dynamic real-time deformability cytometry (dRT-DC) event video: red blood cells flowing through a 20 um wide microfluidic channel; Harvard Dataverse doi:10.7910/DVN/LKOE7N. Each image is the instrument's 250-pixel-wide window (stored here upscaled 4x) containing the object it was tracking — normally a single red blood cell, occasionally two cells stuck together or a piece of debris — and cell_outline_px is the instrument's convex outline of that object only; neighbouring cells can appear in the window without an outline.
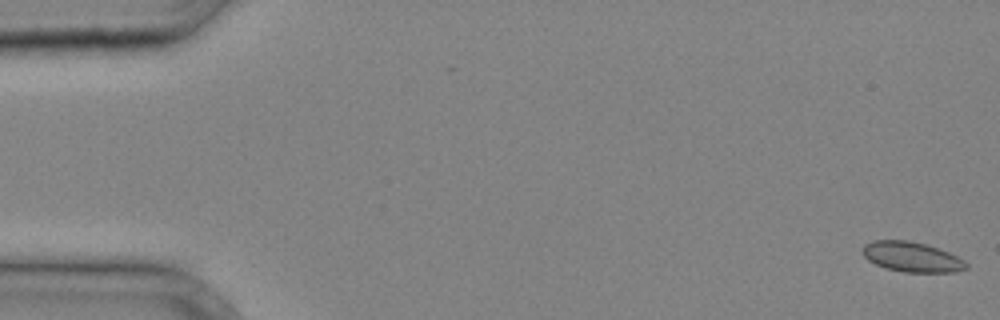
{"species": "common noctule bat (a hibernating species)", "species_latin": "Nyctalus noctula", "temperature_condition": "cold", "stored_images_in_passage": 37, "camera_frame_rate_fps": 3000, "um_per_image_px": 0.085, "animal": {"sex": "male", "body_mass_g": 20.4}, "frame": {"image": 1, "passage_image": 1, "time_ms": 0.0, "image_size_px": [1000, 320], "cell_outline_px": [[968, 268], [956, 272], [904, 272], [884, 268], [868, 260], [864, 256], [860, 248], [864, 244], [872, 240], [908, 240], [924, 244], [948, 252], [964, 260], [968, 264]], "centroid_in_image_um": [77.47, 21.84], "position_along_channel_um": 7.5, "area_um2": 18.21}}
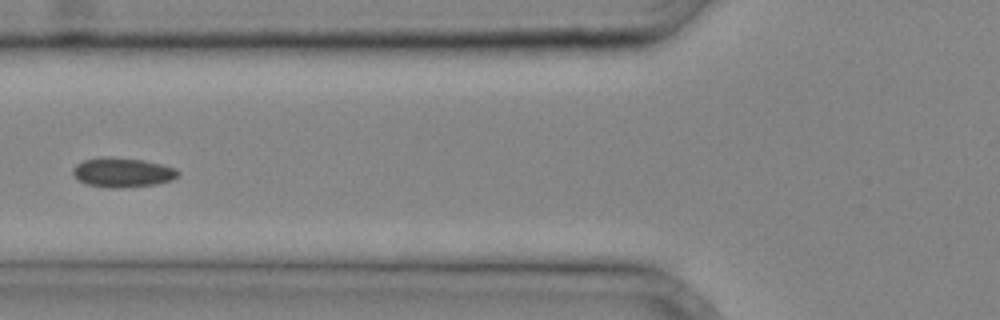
{"frame": {"image": 2, "passage_image": 15, "time_ms": 4.667, "image_size_px": [1000, 320], "cell_outline_px": [[180, 176], [172, 180], [156, 184], [120, 188], [112, 188], [88, 184], [80, 180], [72, 172], [72, 168], [76, 164], [84, 160], [100, 156], [112, 156], [144, 160], [176, 168], [180, 172]], "centroid_in_image_um": [10.44, 14.64], "position_along_channel_um": 115.4, "area_um2": 18.21}}
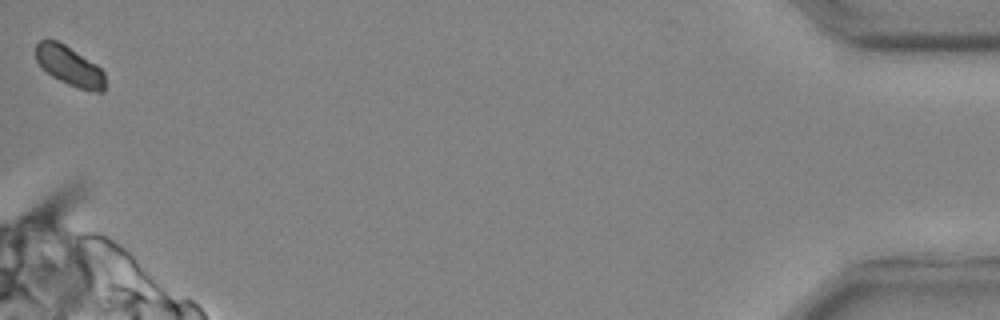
{"frame": {"image": 3, "passage_image": 37, "time_ms": 12.0, "image_size_px": [1000, 320], "cell_outline_px": [[104, 92], [96, 92], [80, 88], [68, 84], [52, 76], [36, 60], [36, 44], [40, 40], [56, 40], [64, 44], [96, 64], [104, 72]], "centroid_in_image_um": [5.92, 5.6], "position_along_channel_um": 429.3, "area_um2": 15.61}}